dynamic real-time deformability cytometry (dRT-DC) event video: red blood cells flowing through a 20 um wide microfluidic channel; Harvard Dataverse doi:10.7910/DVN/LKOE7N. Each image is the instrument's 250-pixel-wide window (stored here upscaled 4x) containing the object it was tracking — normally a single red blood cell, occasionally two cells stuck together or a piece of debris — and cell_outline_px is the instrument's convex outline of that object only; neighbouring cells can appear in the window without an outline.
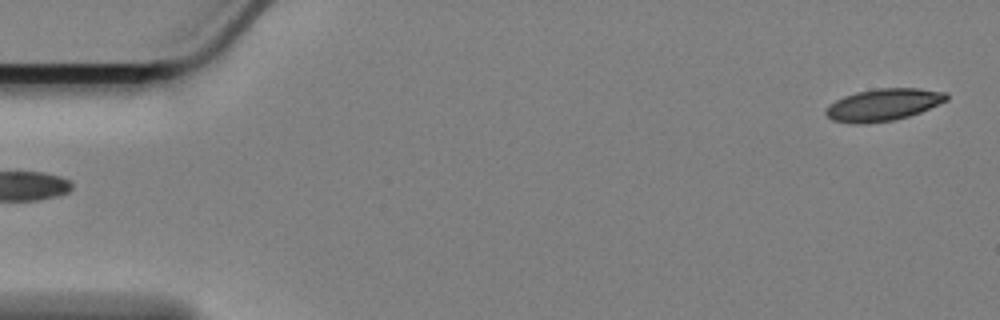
{"species": "Egyptian fruit bat (a non-hibernating species)", "species_latin": "Rousettus aegyptiacus", "temperature_condition": "cold", "stored_images_in_passage": 57, "camera_frame_rate_fps": 3000, "um_per_image_px": 0.085, "animal": {"sex": "female"}, "frame": {"image": 1, "passage_image": 1, "time_ms": 0.0, "image_size_px": [1000, 320], "cell_outline_px": [[948, 100], [920, 112], [896, 120], [868, 124], [852, 124], [832, 120], [824, 112], [828, 104], [844, 96], [856, 92], [876, 88], [920, 88], [948, 92]], "centroid_in_image_um": [75.07, 8.91], "position_along_channel_um": 9.9, "area_um2": 22.89}}
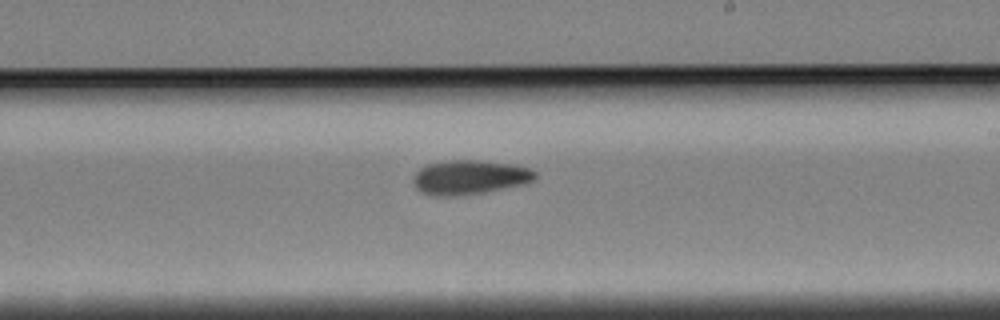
{"frame": {"image": 2, "passage_image": 33, "time_ms": 10.667, "image_size_px": [1000, 320], "cell_outline_px": [[536, 176], [532, 180], [524, 184], [480, 192], [456, 196], [432, 196], [420, 192], [416, 188], [412, 180], [412, 176], [424, 164], [448, 160], [480, 160], [516, 164], [532, 168], [536, 172]], "centroid_in_image_um": [39.88, 15.05], "position_along_channel_um": 249.1, "area_um2": 24.62}}
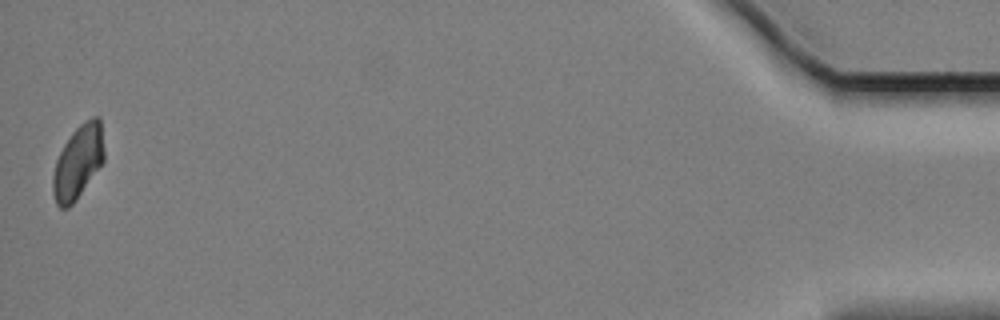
{"frame": {"image": 3, "passage_image": 57, "time_ms": 18.667, "image_size_px": [1000, 320], "cell_outline_px": [[104, 160], [76, 200], [68, 208], [60, 208], [56, 204], [52, 192], [52, 176], [56, 160], [64, 144], [72, 132], [84, 120], [92, 116], [100, 116], [104, 148]], "centroid_in_image_um": [6.62, 13.75], "position_along_channel_um": 428.6, "area_um2": 22.02}, "authors_computed_cell_mechanics": {"area_um2": 23.2356, "velocity_mm_per_s": 3.3881, "shape_relaxation_time_tau1_ms": 7.4845, "shape_relaxation_time_tau2_ms": 8.1767, "deformation_change_tau1": 0.1407, "deformation_change_tau2": 0.1232}}